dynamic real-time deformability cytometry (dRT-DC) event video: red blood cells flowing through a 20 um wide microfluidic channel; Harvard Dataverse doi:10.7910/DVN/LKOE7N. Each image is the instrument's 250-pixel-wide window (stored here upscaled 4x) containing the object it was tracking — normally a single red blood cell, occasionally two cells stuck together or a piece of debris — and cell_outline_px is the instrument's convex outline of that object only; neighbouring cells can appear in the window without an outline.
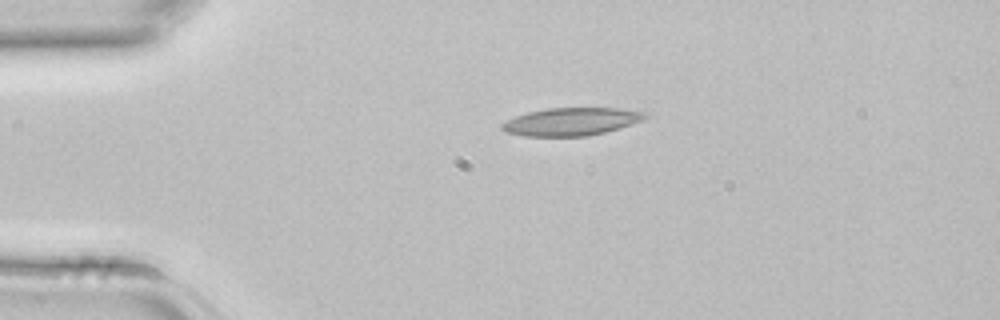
{"species": "common noctule bat (a hibernating species)", "species_latin": "Nyctalus noctula", "temperature_condition": "room temperature", "stored_images_in_passage": 2, "camera_frame_rate_fps": 3000, "um_per_image_px": 0.085, "animal": {"sex": "female", "body_mass_g": 22.7, "forearm_length_mm": 54.2}, "frame": {"image": 1, "passage_image": 1, "time_ms": 0.0, "image_size_px": [1000, 320], "cell_outline_px": [[652, 116], [644, 120], [620, 128], [588, 136], [524, 136], [504, 132], [500, 128], [500, 124], [516, 116], [528, 112], [548, 108], [620, 108], [652, 112]], "centroid_in_image_um": [48.64, 10.33], "position_along_channel_um": 36.4, "area_um2": 23.58}}